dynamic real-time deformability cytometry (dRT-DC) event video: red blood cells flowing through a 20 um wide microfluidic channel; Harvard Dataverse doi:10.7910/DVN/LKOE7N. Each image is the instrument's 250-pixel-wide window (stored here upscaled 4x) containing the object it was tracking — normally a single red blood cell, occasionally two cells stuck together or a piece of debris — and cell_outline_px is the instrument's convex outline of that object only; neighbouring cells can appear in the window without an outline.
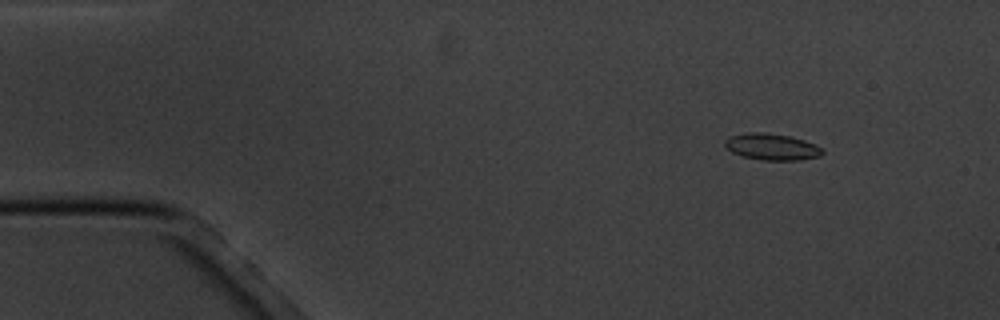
{"species": "common noctule bat (a hibernating species)", "species_latin": "Nyctalus noctula", "temperature_condition": "cold", "stored_images_in_passage": 5, "segment_of_instrument_passage": [1, 2], "camera_frame_rate_fps": 3000, "um_per_image_px": 0.085, "animal": {"sex": "male", "body_mass_g": 20.1, "forearm_length_mm": 53.5}, "frame": {"image": 1, "passage_image": 2, "time_ms": 2.0, "image_size_px": [1000, 320], "cell_outline_px": [[824, 152], [820, 156], [800, 160], [764, 160], [744, 156], [732, 152], [724, 144], [724, 140], [732, 136], [752, 132], [764, 132], [788, 136], [804, 140], [816, 144]], "centroid_in_image_um": [65.63, 12.48], "position_along_channel_um": 19.4, "area_um2": 14.8}}